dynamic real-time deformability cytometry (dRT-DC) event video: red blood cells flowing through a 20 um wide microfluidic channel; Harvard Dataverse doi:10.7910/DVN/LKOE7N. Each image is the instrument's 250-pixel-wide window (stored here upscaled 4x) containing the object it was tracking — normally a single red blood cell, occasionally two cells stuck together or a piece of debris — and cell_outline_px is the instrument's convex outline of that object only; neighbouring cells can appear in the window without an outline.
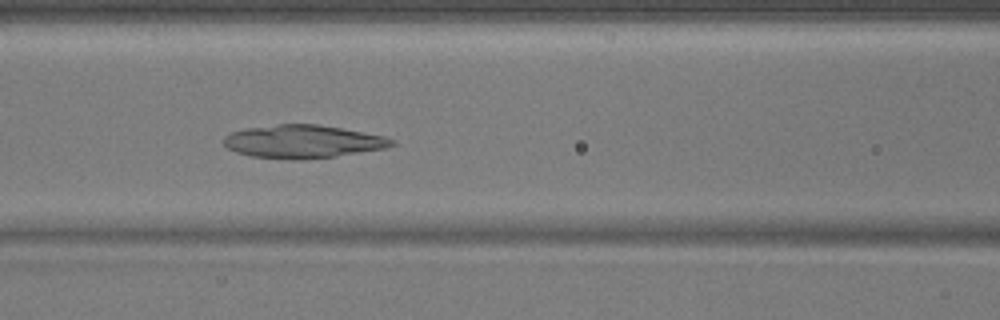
{"species": "common noctule bat (a hibernating species)", "species_latin": "Nyctalus noctula", "temperature_condition": "warm", "stored_images_in_passage": 40, "camera_frame_rate_fps": 3000, "um_per_image_px": 0.085, "animal": {"sex": "male", "body_mass_g": 17.9}, "frame": {"image": 1, "passage_image": 14, "time_ms": 4.333, "image_size_px": [1000, 320], "cell_outline_px": [[396, 144], [384, 148], [336, 156], [296, 160], [292, 160], [252, 156], [236, 152], [228, 148], [224, 144], [224, 136], [232, 132], [248, 128], [276, 124], [316, 124], [340, 128], [384, 136], [396, 140]], "centroid_in_image_um": [25.74, 12.03], "position_along_channel_um": 140.9, "area_um2": 32.14}}
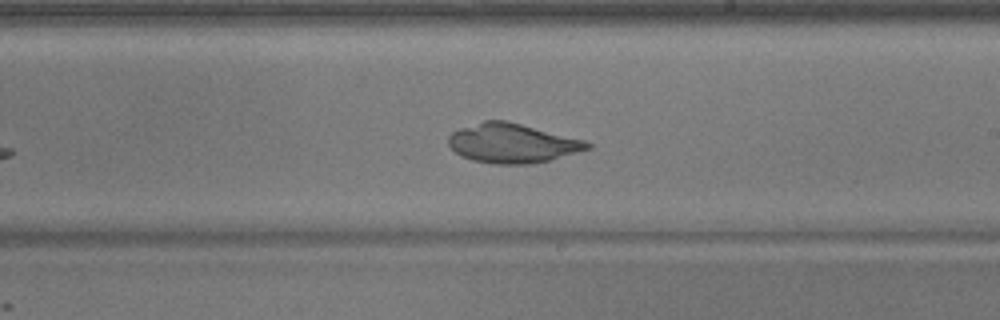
{"frame": {"image": 2, "passage_image": 22, "time_ms": 7.0, "image_size_px": [1000, 320], "cell_outline_px": [[592, 148], [548, 160], [532, 164], [492, 164], [472, 160], [460, 156], [448, 144], [448, 136], [452, 132], [460, 128], [484, 120], [508, 120], [584, 140], [592, 144]], "centroid_in_image_um": [43.52, 12.17], "position_along_channel_um": 245.5, "area_um2": 31.91}}
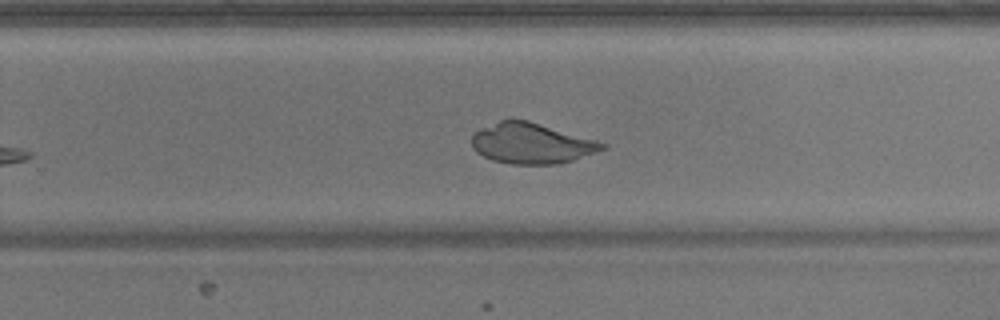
{"frame": {"image": 3, "passage_image": 25, "time_ms": 8.0, "image_size_px": [1000, 320], "cell_outline_px": [[608, 148], [560, 164], [512, 164], [492, 160], [476, 152], [472, 148], [472, 136], [480, 128], [508, 116], [528, 120], [596, 140], [608, 144]], "centroid_in_image_um": [45.16, 12.16], "position_along_channel_um": 284.6, "area_um2": 31.21}}